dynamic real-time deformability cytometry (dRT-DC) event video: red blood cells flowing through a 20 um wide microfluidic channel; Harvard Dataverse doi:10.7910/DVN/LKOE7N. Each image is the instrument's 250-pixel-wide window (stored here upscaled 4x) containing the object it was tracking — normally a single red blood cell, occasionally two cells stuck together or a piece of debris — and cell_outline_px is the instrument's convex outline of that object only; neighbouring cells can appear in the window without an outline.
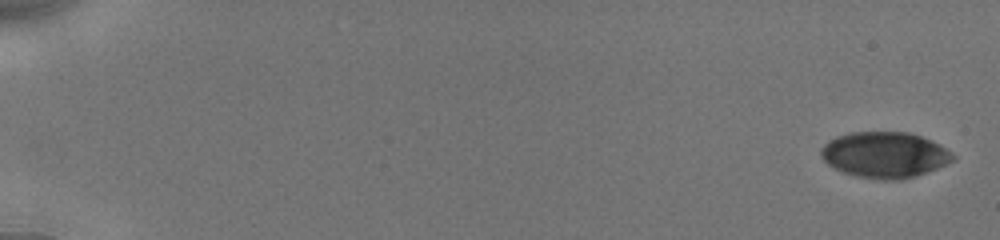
{"species": "human", "species_latin": "Homo sapiens", "temperature_condition": "cold", "stored_images_in_passage": 14, "camera_frame_rate_fps": 3000, "um_per_image_px": 0.085, "donor": {"sex": "male"}, "frame": {"image": 1, "passage_image": 1, "time_ms": 0.0, "image_size_px": [1000, 240], "cell_outline_px": [[956, 160], [916, 176], [900, 180], [880, 180], [856, 176], [844, 172], [828, 164], [820, 156], [820, 148], [828, 140], [836, 136], [848, 132], [908, 132], [920, 136], [940, 144], [952, 152], [956, 156]], "centroid_in_image_um": [75.2, 13.16], "position_along_channel_um": 9.8, "area_um2": 35.49}}
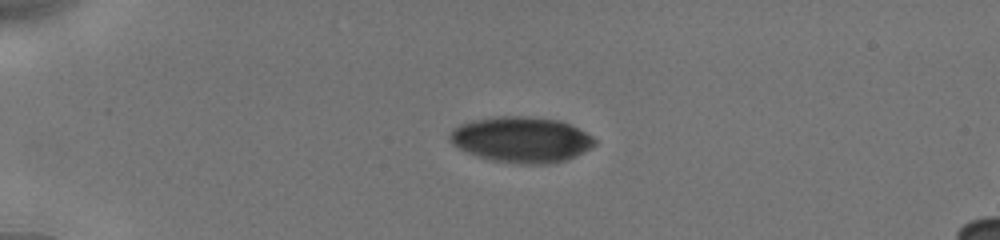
{"frame": {"image": 2, "passage_image": 8, "time_ms": 4.333, "image_size_px": [1000, 240], "cell_outline_px": [[596, 144], [584, 152], [568, 160], [548, 164], [520, 164], [492, 160], [468, 152], [452, 144], [448, 136], [448, 132], [452, 128], [460, 124], [472, 120], [496, 116], [524, 116], [560, 120], [592, 136], [596, 140]], "centroid_in_image_um": [44.3, 11.86], "position_along_channel_um": 40.7, "area_um2": 38.61}}
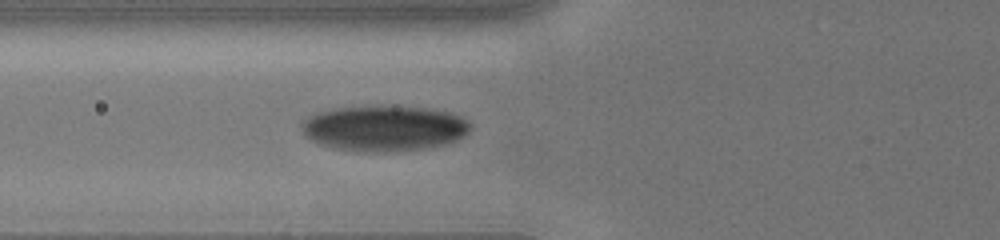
{"frame": {"image": 3, "passage_image": 14, "time_ms": 7.0, "image_size_px": [1000, 240], "cell_outline_px": [[472, 128], [464, 136], [456, 140], [444, 144], [424, 148], [364, 152], [336, 148], [320, 144], [304, 136], [300, 128], [300, 124], [308, 116], [316, 112], [336, 108], [376, 104], [420, 108], [448, 112], [460, 116], [468, 120], [472, 124]], "centroid_in_image_um": [32.61, 10.87], "position_along_channel_um": 93.2, "area_um2": 45.03}}